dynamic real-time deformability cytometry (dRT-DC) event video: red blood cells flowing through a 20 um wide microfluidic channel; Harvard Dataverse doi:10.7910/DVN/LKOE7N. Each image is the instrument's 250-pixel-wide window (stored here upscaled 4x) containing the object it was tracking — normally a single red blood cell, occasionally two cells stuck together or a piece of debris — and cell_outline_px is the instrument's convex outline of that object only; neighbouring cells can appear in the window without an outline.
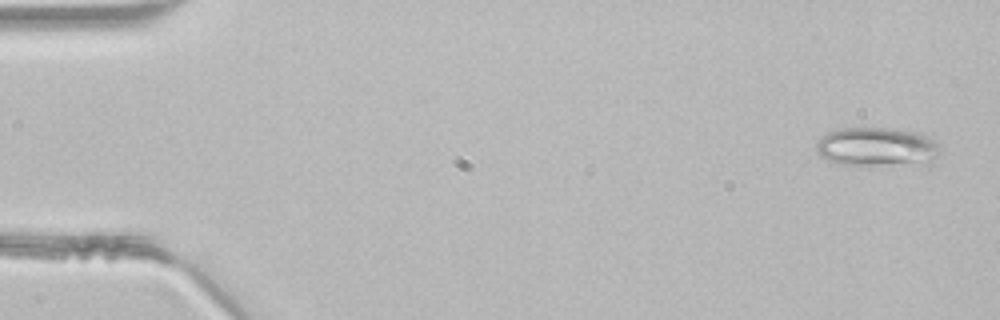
{"species": "common noctule bat (a hibernating species)", "species_latin": "Nyctalus noctula", "temperature_condition": "room temperature", "stored_images_in_passage": 46, "camera_frame_rate_fps": 3000, "um_per_image_px": 0.085, "animal": {"sex": "male", "body_mass_g": 21.5, "forearm_length_mm": 52.0}, "frame": {"image": 1, "passage_image": 2, "time_ms": 0.333, "image_size_px": [1000, 320], "cell_outline_px": [[936, 156], [932, 164], [928, 168], [844, 164], [828, 160], [820, 156], [816, 152], [816, 144], [820, 136], [828, 132], [844, 128], [888, 128], [912, 132], [928, 136], [936, 144]], "centroid_in_image_um": [74.57, 12.55], "position_along_channel_um": 10.4, "area_um2": 28.84}}
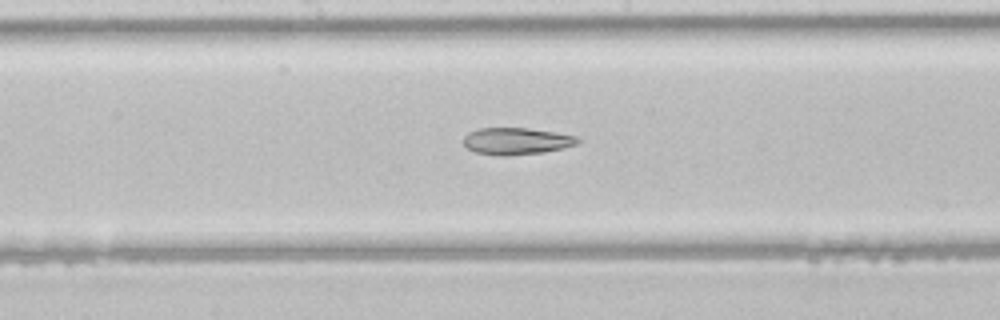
{"frame": {"image": 2, "passage_image": 24, "time_ms": 7.667, "image_size_px": [1000, 320], "cell_outline_px": [[580, 140], [576, 144], [544, 152], [508, 156], [496, 156], [476, 152], [468, 148], [464, 144], [464, 136], [468, 132], [480, 128], [528, 128], [576, 136]], "centroid_in_image_um": [43.85, 12.0], "position_along_channel_um": 204.3, "area_um2": 17.74}}
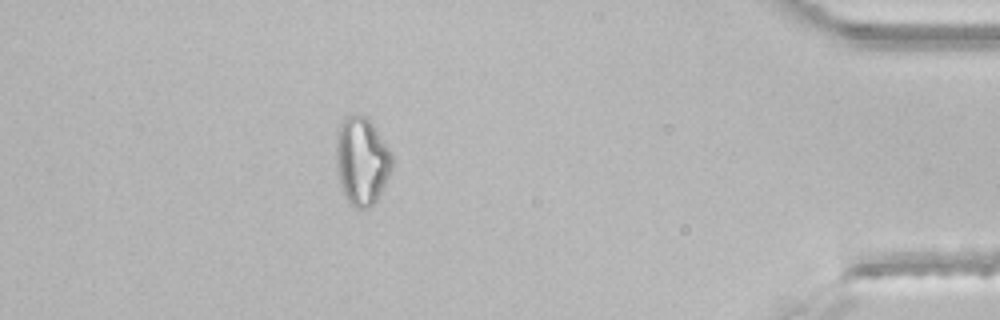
{"frame": {"image": 3, "passage_image": 41, "time_ms": 13.333, "image_size_px": [1000, 320], "cell_outline_px": [[392, 168], [376, 200], [368, 208], [356, 208], [348, 204], [340, 184], [336, 168], [336, 144], [340, 124], [344, 116], [356, 112], [368, 116], [392, 152]], "centroid_in_image_um": [30.74, 13.63], "position_along_channel_um": 404.5, "area_um2": 28.96}}